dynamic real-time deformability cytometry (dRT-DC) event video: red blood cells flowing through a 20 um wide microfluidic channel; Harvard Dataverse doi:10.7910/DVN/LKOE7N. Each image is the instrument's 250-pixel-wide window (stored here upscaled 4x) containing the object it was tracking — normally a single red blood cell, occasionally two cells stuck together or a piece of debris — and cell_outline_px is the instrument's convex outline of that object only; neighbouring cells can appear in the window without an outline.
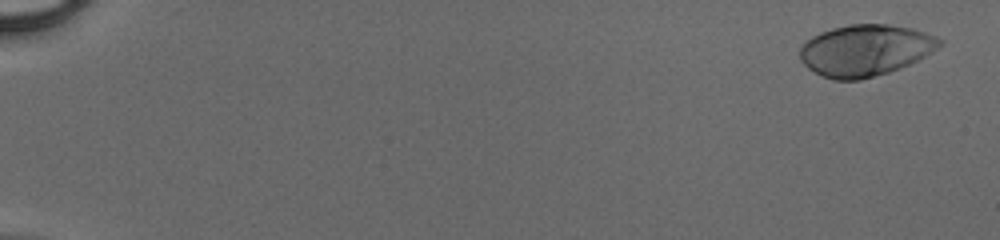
{"species": "human", "species_latin": "Homo sapiens", "temperature_condition": "cold", "stored_images_in_passage": 46, "camera_frame_rate_fps": 3000, "um_per_image_px": 0.085, "donor": {"sex": "male"}, "frame": {"image": 1, "passage_image": 2, "time_ms": 0.333, "image_size_px": [1000, 240], "cell_outline_px": [[944, 44], [932, 52], [900, 68], [888, 72], [860, 80], [832, 80], [820, 76], [808, 68], [800, 60], [800, 48], [812, 36], [820, 32], [832, 28], [848, 24], [888, 24], [912, 28], [936, 36], [944, 40]], "centroid_in_image_um": [73.55, 4.27], "position_along_channel_um": 11.5, "area_um2": 41.96}}
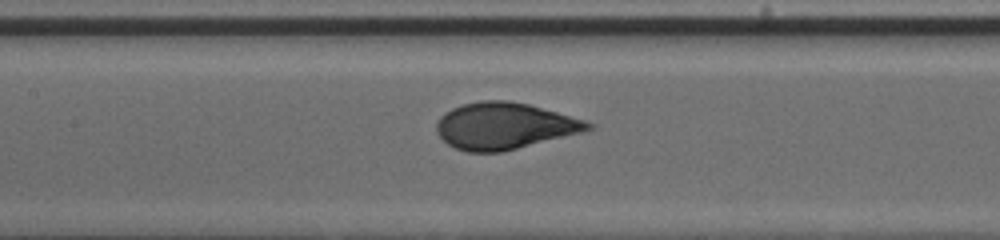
{"frame": {"image": 2, "passage_image": 26, "time_ms": 8.333, "image_size_px": [1000, 240], "cell_outline_px": [[596, 128], [584, 132], [500, 152], [468, 152], [456, 148], [448, 144], [436, 132], [436, 124], [440, 116], [444, 112], [460, 104], [484, 100], [508, 100], [528, 104], [584, 120], [596, 124]], "centroid_in_image_um": [42.87, 10.7], "position_along_channel_um": 164.5, "area_um2": 41.1}}
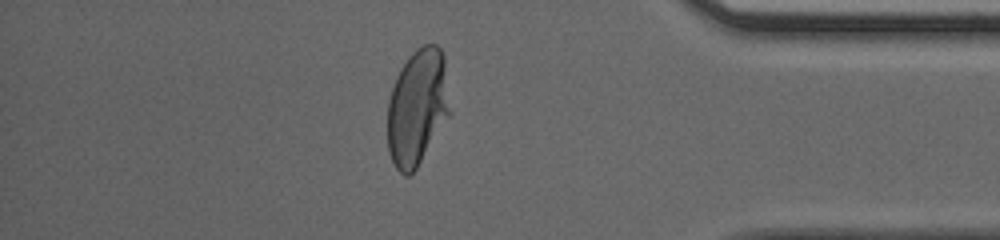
{"frame": {"image": 3, "passage_image": 44, "time_ms": 14.333, "image_size_px": [1000, 240], "cell_outline_px": [[452, 112], [416, 168], [408, 176], [404, 176], [396, 168], [388, 152], [388, 100], [396, 76], [400, 68], [408, 56], [416, 48], [424, 44], [436, 44], [440, 48], [444, 56]], "centroid_in_image_um": [35.49, 9.08], "position_along_channel_um": 399.7, "area_um2": 42.71}}